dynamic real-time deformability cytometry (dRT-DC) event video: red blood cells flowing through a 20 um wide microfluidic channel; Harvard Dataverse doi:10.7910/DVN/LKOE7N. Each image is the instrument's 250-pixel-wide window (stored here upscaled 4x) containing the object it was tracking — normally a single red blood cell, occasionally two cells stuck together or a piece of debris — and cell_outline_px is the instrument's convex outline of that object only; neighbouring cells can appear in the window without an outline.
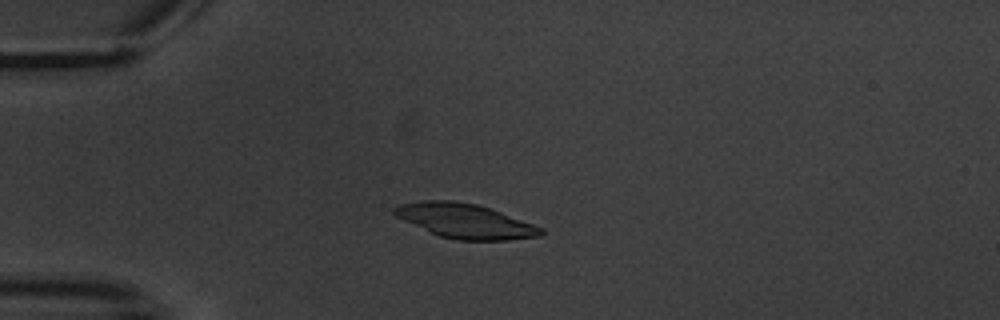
{"species": "common noctule bat (a hibernating species)", "species_latin": "Nyctalus noctula", "temperature_condition": "warm", "stored_images_in_passage": 6, "camera_frame_rate_fps": 3000, "um_per_image_px": 0.085, "animal": {"sex": "male", "body_mass_g": 20.1, "forearm_length_mm": 53.5}, "frame": {"image": 1, "passage_image": 3, "time_ms": 3.667, "image_size_px": [1000, 320], "cell_outline_px": [[544, 232], [540, 236], [508, 240], [456, 240], [440, 236], [404, 220], [396, 216], [392, 212], [392, 208], [396, 204], [424, 200], [452, 200], [476, 204], [492, 208], [544, 228]], "centroid_in_image_um": [39.54, 18.77], "position_along_channel_um": 45.5, "area_um2": 29.54}}
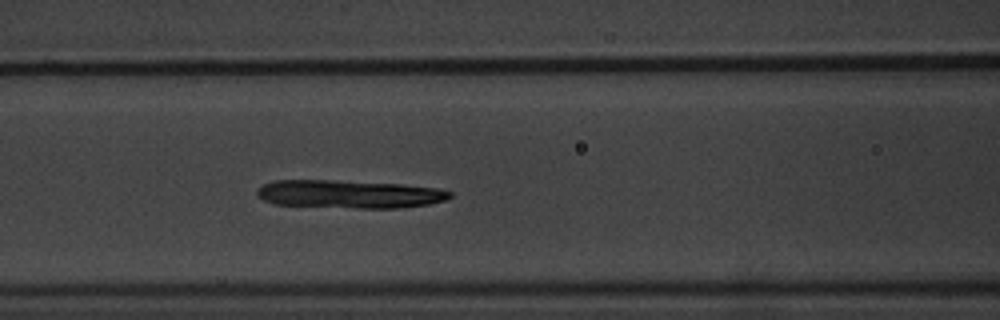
{"frame": {"image": 2, "passage_image": 6, "time_ms": 7.0, "image_size_px": [1000, 320], "cell_outline_px": [[452, 196], [444, 200], [428, 204], [404, 208], [356, 208], [276, 204], [264, 200], [256, 196], [256, 188], [264, 184], [276, 180], [332, 180], [400, 184], [436, 188], [452, 192]], "centroid_in_image_um": [29.66, 16.5], "position_along_channel_um": 136.9, "area_um2": 31.56}}